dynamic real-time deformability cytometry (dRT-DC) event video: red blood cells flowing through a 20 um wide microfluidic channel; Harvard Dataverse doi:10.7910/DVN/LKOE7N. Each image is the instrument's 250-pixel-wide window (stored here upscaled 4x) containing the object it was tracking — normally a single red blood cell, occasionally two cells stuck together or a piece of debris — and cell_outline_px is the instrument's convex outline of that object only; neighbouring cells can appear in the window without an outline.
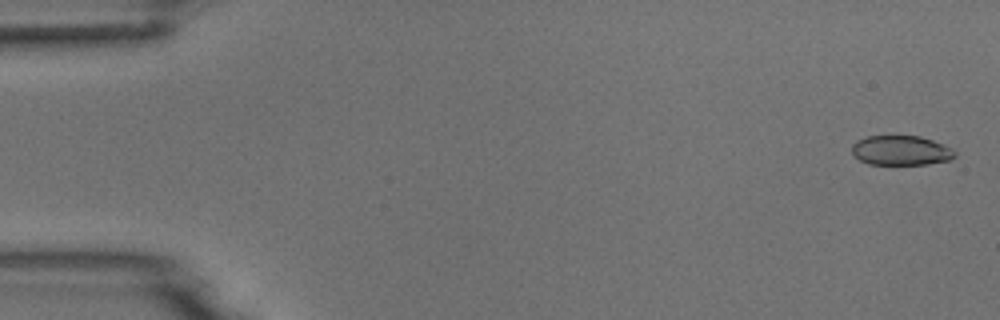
{"species": "common noctule bat (a hibernating species)", "species_latin": "Nyctalus noctula", "temperature_condition": "room temperature", "stored_images_in_passage": 6, "camera_frame_rate_fps": 3000, "um_per_image_px": 0.085, "animal": {"sex": "male", "body_mass_g": 18.8}, "frame": {"image": 1, "passage_image": 1, "time_ms": 0.0, "image_size_px": [1000, 320], "cell_outline_px": [[956, 156], [948, 160], [928, 164], [868, 164], [852, 156], [852, 144], [856, 140], [868, 136], [920, 136], [932, 140], [952, 148], [956, 152]], "centroid_in_image_um": [76.55, 12.79], "position_along_channel_um": 8.4, "area_um2": 17.86}}
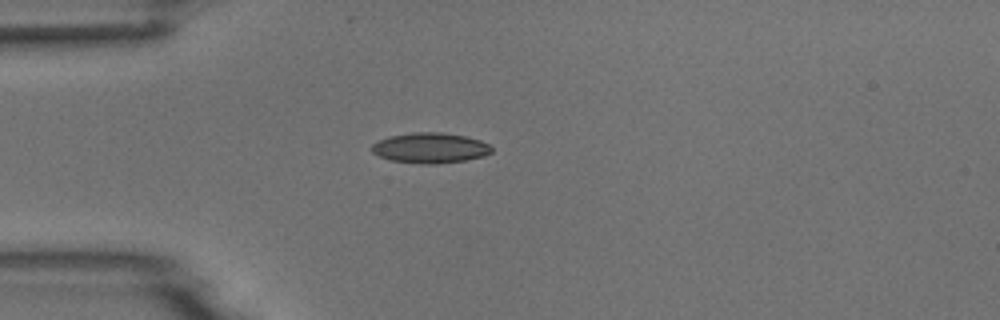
{"frame": {"image": 2, "passage_image": 4, "time_ms": 4.333, "image_size_px": [1000, 320], "cell_outline_px": [[492, 152], [484, 156], [464, 160], [436, 164], [420, 164], [392, 160], [380, 156], [372, 152], [372, 144], [388, 136], [412, 132], [440, 132], [464, 136], [480, 140], [488, 144], [492, 148]], "centroid_in_image_um": [36.57, 12.57], "position_along_channel_um": 48.4, "area_um2": 21.1}}